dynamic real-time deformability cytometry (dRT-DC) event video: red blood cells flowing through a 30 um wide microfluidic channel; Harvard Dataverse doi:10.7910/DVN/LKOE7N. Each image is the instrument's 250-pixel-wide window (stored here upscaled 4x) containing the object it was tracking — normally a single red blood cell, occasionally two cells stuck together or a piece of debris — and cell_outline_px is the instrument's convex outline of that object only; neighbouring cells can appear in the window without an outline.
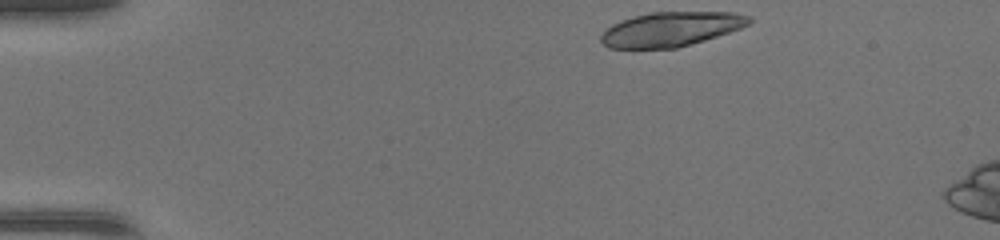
{"species": "common noctule bat (a hibernating species)", "species_latin": "Nyctalus noctula", "temperature_condition": "warm", "stored_images_in_passage": 40, "segment_of_instrument_passage": [1, 2], "camera_frame_rate_fps": 3000, "um_per_image_px": 0.085, "animal": {"sex": "female", "body_mass_g": 17.0, "forearm_length_mm": 48.0}, "frame": {"image": 1, "passage_image": 1, "time_ms": 0.0, "image_size_px": [1000, 240], "cell_outline_px": [[752, 20], [748, 24], [740, 28], [704, 40], [676, 48], [608, 48], [600, 40], [600, 36], [612, 24], [636, 16], [652, 12], [732, 12], [752, 16]], "centroid_in_image_um": [57.04, 2.48], "position_along_channel_um": 28.0, "area_um2": 29.36}}